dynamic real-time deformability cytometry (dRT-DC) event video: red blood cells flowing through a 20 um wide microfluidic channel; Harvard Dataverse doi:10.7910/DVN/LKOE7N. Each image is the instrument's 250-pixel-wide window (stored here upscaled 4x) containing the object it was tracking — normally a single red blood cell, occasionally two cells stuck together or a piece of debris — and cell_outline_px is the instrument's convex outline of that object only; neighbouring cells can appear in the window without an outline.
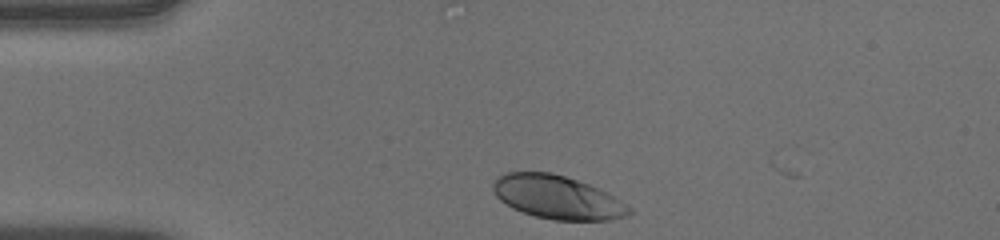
{"species": "human", "species_latin": "Homo sapiens", "temperature_condition": "warm", "stored_images_in_passage": 7, "camera_frame_rate_fps": 3000, "um_per_image_px": 0.085, "donor": {"sex": "male"}, "frame": {"image": 1, "passage_image": 4, "time_ms": 1.0, "image_size_px": [1000, 240], "cell_outline_px": [[632, 212], [628, 216], [612, 220], [552, 220], [536, 216], [512, 208], [500, 200], [496, 196], [492, 188], [492, 184], [504, 172], [552, 172], [600, 188], [608, 192], [632, 208]], "centroid_in_image_um": [47.4, 16.77], "position_along_channel_um": 37.6, "area_um2": 34.51}}